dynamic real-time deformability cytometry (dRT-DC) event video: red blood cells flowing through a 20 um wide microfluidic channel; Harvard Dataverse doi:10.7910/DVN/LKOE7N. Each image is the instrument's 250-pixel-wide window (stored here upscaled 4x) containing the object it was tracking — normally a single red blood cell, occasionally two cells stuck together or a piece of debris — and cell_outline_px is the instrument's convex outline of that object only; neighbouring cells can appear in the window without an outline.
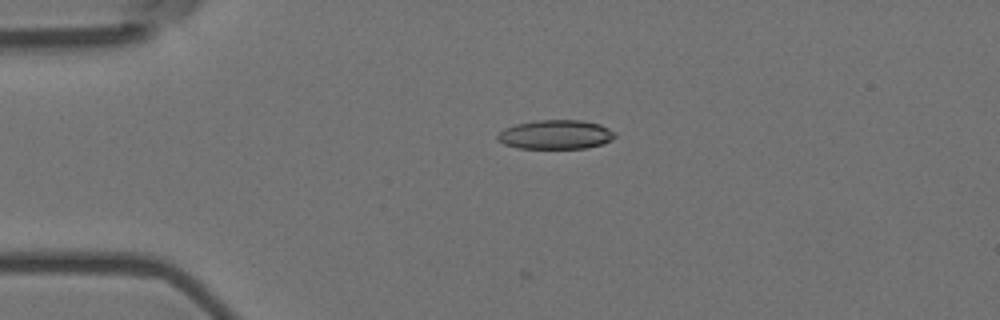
{"species": "Egyptian fruit bat (a non-hibernating species)", "species_latin": "Rousettus aegyptiacus", "temperature_condition": "room temperature", "stored_images_in_passage": 42, "camera_frame_rate_fps": 3000, "um_per_image_px": 0.085, "animal": {"sex": "female"}, "frame": {"image": 1, "passage_image": 8, "time_ms": 2.333, "image_size_px": [1000, 320], "cell_outline_px": [[616, 136], [612, 140], [604, 144], [584, 148], [520, 148], [504, 144], [496, 140], [496, 136], [504, 128], [516, 124], [536, 120], [580, 120], [600, 124], [616, 132]], "centroid_in_image_um": [47.24, 11.43], "position_along_channel_um": 37.8, "area_um2": 20.06}}
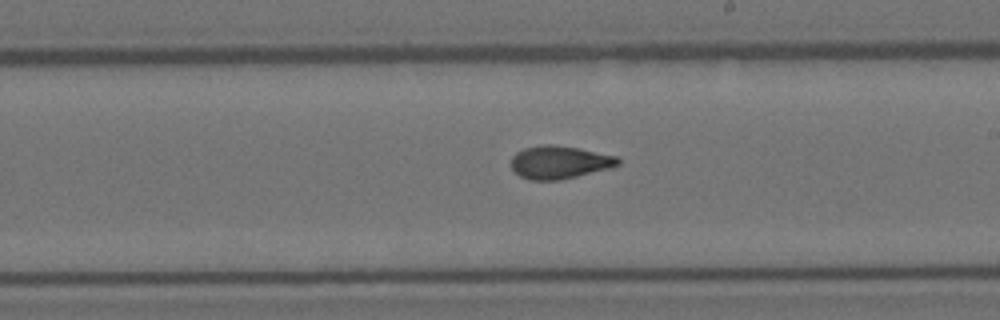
{"frame": {"image": 2, "passage_image": 27, "time_ms": 8.667, "image_size_px": [1000, 320], "cell_outline_px": [[620, 164], [608, 168], [560, 180], [528, 180], [520, 176], [512, 168], [512, 156], [516, 152], [524, 148], [548, 144], [552, 144], [576, 148], [616, 156], [620, 160]], "centroid_in_image_um": [47.52, 13.79], "position_along_channel_um": 241.5, "area_um2": 20.17}}
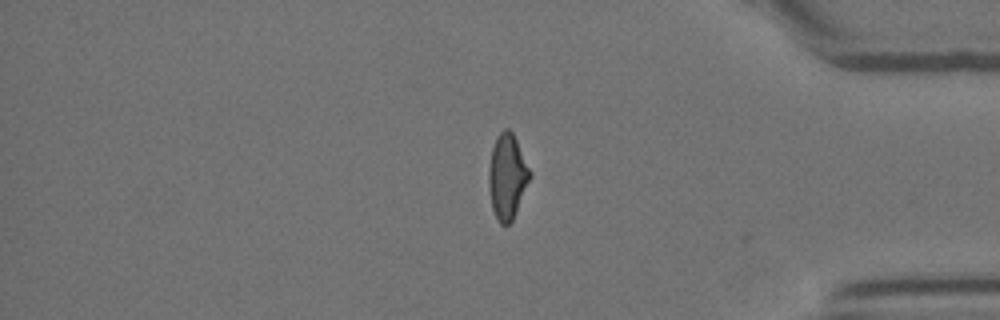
{"frame": {"image": 3, "passage_image": 41, "time_ms": 13.333, "image_size_px": [1000, 320], "cell_outline_px": [[532, 172], [512, 220], [508, 224], [500, 224], [492, 208], [488, 184], [488, 168], [492, 148], [496, 136], [504, 128], [508, 128], [512, 132]], "centroid_in_image_um": [43.09, 14.96], "position_along_channel_um": 392.1, "area_um2": 20.11}, "authors_computed_cell_mechanics": {"area_um2": 20.23, "velocity_mm_per_s": 3.7298, "shape_relaxation_time_tau1_ms": 7.0325, "shape_relaxation_time_tau2_ms": 1.5282, "deformation_change_tau1": 0.195, "deformation_change_tau2": 0.0737}}